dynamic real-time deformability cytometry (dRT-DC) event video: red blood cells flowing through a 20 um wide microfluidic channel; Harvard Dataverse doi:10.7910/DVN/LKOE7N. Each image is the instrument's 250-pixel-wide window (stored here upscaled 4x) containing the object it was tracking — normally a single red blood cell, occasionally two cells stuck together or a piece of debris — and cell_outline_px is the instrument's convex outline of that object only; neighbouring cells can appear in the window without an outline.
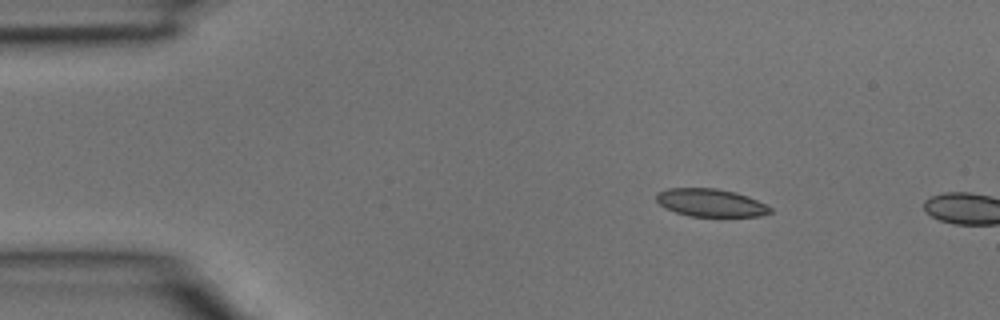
{"species": "common noctule bat (a hibernating species)", "species_latin": "Nyctalus noctula", "temperature_condition": "room temperature", "stored_images_in_passage": 2, "camera_frame_rate_fps": 3000, "um_per_image_px": 0.085, "animal": {"sex": "male", "body_mass_g": 15.6}, "frame": {"image": 1, "passage_image": 1, "time_ms": 0.0, "image_size_px": [1000, 320], "cell_outline_px": [[772, 212], [760, 216], [688, 216], [664, 208], [656, 200], [656, 192], [668, 188], [716, 188], [736, 192], [748, 196], [772, 208]], "centroid_in_image_um": [60.38, 17.23], "position_along_channel_um": 24.6, "area_um2": 18.5}}